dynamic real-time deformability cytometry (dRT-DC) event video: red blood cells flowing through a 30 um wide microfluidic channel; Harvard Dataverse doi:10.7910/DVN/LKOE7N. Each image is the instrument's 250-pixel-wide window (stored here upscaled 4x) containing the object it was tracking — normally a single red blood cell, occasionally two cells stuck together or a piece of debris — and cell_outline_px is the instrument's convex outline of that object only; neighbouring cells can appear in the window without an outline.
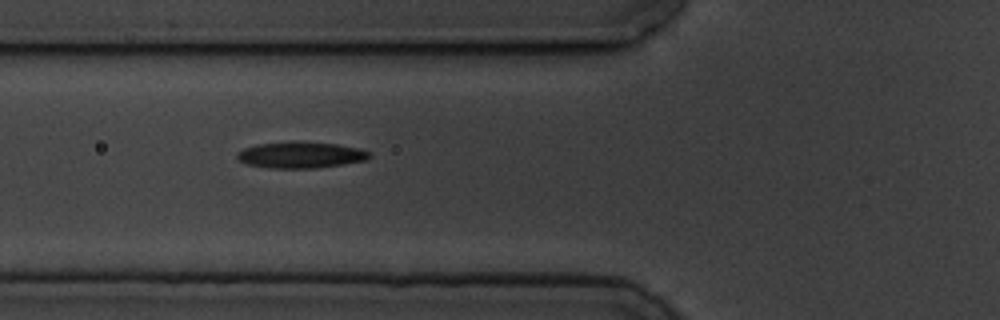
{"species": "common noctule bat (a hibernating species)", "species_latin": "Nyctalus noctula", "temperature_condition": "cold", "stored_images_in_passage": 6, "camera_frame_rate_fps": 3000, "um_per_image_px": 0.085, "animal": {"sex": "male", "body_mass_g": 19.5, "forearm_length_mm": 54.6}, "frame": {"image": 1, "passage_image": 6, "time_ms": 6.333, "image_size_px": [1000, 320], "cell_outline_px": [[372, 156], [368, 160], [316, 168], [272, 168], [248, 164], [240, 160], [236, 156], [236, 152], [244, 148], [256, 144], [292, 140], [300, 140], [340, 144], [360, 148], [372, 152]], "centroid_in_image_um": [25.61, 13.14], "position_along_channel_um": 100.2, "area_um2": 20.81}}